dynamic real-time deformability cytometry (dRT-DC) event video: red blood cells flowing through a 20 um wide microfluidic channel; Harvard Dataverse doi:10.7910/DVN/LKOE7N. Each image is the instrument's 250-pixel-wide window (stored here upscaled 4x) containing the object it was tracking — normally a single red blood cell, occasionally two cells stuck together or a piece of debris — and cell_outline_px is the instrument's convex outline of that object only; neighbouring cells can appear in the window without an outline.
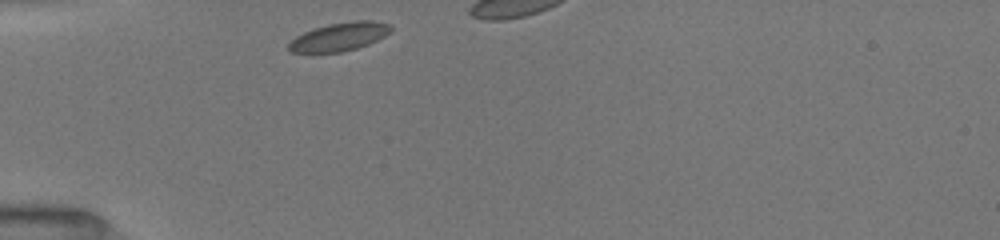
{"species": "common noctule bat (a hibernating species)", "species_latin": "Nyctalus noctula", "temperature_condition": "room temperature", "stored_images_in_passage": 15, "camera_frame_rate_fps": 3000, "um_per_image_px": 0.085, "animal": {"sex": "female", "body_mass_g": 19.5, "forearm_length_mm": 54.1}, "frame": {"image": 1, "passage_image": 1, "time_ms": 0.0, "image_size_px": [1000, 240], "cell_outline_px": [[392, 28], [384, 36], [368, 44], [356, 48], [340, 52], [288, 52], [288, 44], [296, 36], [304, 32], [328, 24], [352, 20], [372, 20], [392, 24]], "centroid_in_image_um": [28.86, 3.11], "position_along_channel_um": 56.1, "area_um2": 16.76}}
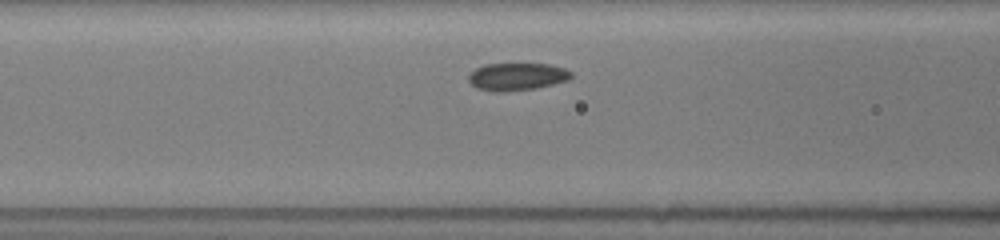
{"frame": {"image": 2, "passage_image": 7, "time_ms": 2.0, "image_size_px": [1000, 240], "cell_outline_px": [[572, 76], [568, 80], [536, 88], [508, 92], [496, 92], [476, 88], [468, 80], [468, 76], [476, 68], [484, 64], [548, 64], [564, 68], [572, 72]], "centroid_in_image_um": [43.93, 6.52], "position_along_channel_um": 122.7, "area_um2": 16.47}}
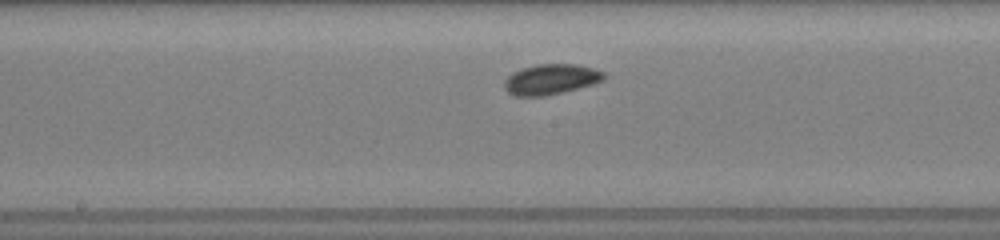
{"frame": {"image": 3, "passage_image": 13, "time_ms": 4.0, "image_size_px": [1000, 240], "cell_outline_px": [[604, 80], [592, 84], [544, 96], [516, 96], [508, 92], [504, 88], [504, 80], [512, 72], [536, 64], [576, 64], [592, 68], [604, 72]], "centroid_in_image_um": [46.79, 6.73], "position_along_channel_um": 201.4, "area_um2": 17.4}}